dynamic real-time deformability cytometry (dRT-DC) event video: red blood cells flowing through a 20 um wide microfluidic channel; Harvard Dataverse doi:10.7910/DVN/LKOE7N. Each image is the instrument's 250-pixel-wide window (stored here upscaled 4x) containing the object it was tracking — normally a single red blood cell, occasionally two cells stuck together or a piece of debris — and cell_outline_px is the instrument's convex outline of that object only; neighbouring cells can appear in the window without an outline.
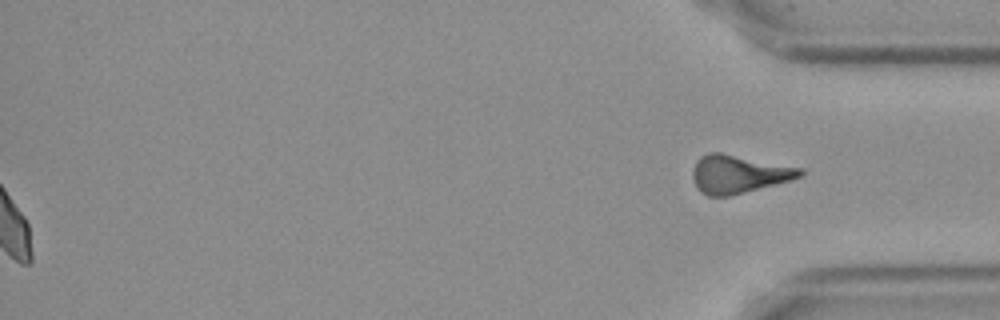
{"species": "Egyptian fruit bat (a non-hibernating species)", "species_latin": "Rousettus aegyptiacus", "temperature_condition": "cold", "stored_images_in_passage": 58, "segment_of_instrument_passage": [2, 2], "camera_frame_rate_fps": 3000, "um_per_image_px": 0.085, "frame": {"image": 1, "passage_image": 58, "time_ms": 19.0, "image_size_px": [1000, 320], "cell_outline_px": [[804, 172], [800, 176], [788, 180], [728, 196], [708, 196], [700, 192], [696, 188], [692, 180], [692, 168], [696, 160], [700, 156], [708, 152], [720, 152], [804, 168]], "centroid_in_image_um": [62.7, 14.78], "position_along_channel_um": 372.5, "area_um2": 23.81}}